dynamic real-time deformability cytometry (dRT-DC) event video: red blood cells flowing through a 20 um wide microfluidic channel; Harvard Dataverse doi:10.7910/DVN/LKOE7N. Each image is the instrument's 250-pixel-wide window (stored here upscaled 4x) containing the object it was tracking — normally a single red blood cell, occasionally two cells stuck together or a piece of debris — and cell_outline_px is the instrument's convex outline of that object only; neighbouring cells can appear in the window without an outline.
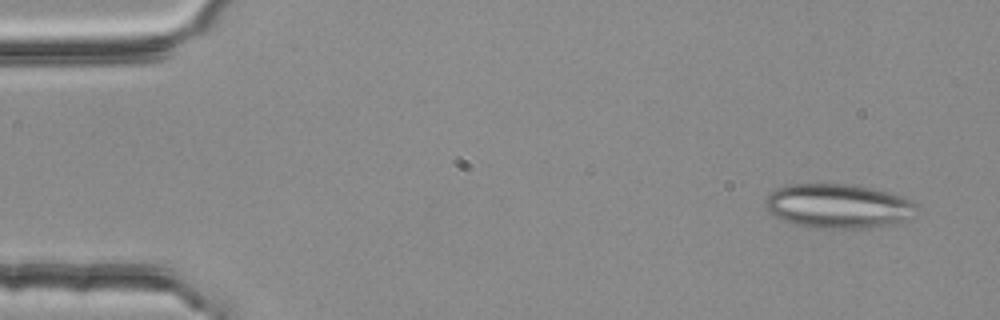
{"species": "common noctule bat (a hibernating species)", "species_latin": "Nyctalus noctula", "temperature_condition": "room temperature", "stored_images_in_passage": 3, "camera_frame_rate_fps": 3000, "um_per_image_px": 0.085, "animal": {"sex": "female", "body_mass_g": 25.1}, "frame": {"image": 1, "passage_image": 1, "time_ms": 0.0, "image_size_px": [1000, 320], "cell_outline_px": [[920, 212], [900, 224], [852, 228], [812, 228], [796, 224], [784, 220], [768, 212], [764, 204], [764, 200], [768, 192], [776, 188], [788, 184], [844, 184], [868, 188], [904, 196], [912, 200], [916, 204]], "centroid_in_image_um": [71.26, 17.52], "position_along_channel_um": 13.7, "area_um2": 39.42}}